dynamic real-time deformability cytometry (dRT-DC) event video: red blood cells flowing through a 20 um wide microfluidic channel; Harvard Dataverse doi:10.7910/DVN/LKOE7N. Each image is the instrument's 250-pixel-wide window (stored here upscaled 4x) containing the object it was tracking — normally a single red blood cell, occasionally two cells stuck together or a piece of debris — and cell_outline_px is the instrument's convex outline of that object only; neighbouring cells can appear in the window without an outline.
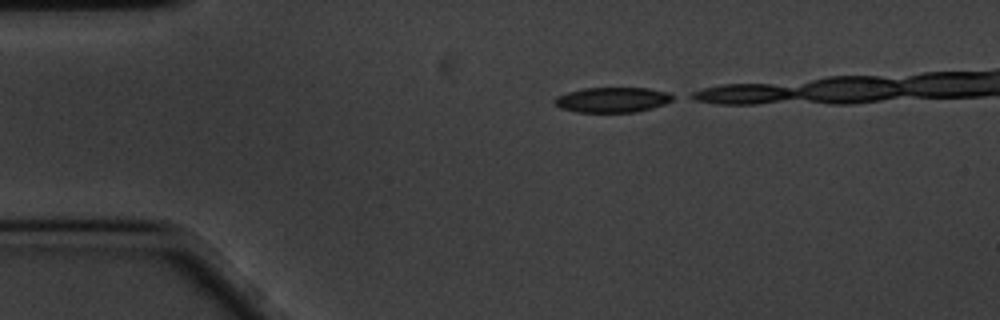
{"species": "common noctule bat (a hibernating species)", "species_latin": "Nyctalus noctula", "temperature_condition": "cold", "stored_images_in_passage": 9, "camera_frame_rate_fps": 3000, "um_per_image_px": 0.085, "animal": {"sex": "male", "body_mass_g": 20.1, "forearm_length_mm": 53.5}, "frame": {"image": 1, "passage_image": 1, "time_ms": 0.0, "image_size_px": [1000, 320], "cell_outline_px": [[676, 96], [672, 100], [664, 104], [652, 108], [636, 112], [576, 112], [560, 108], [552, 100], [556, 96], [568, 92], [584, 88], [648, 88], [668, 92]], "centroid_in_image_um": [52.05, 8.48], "position_along_channel_um": 32.9, "area_um2": 17.4}}
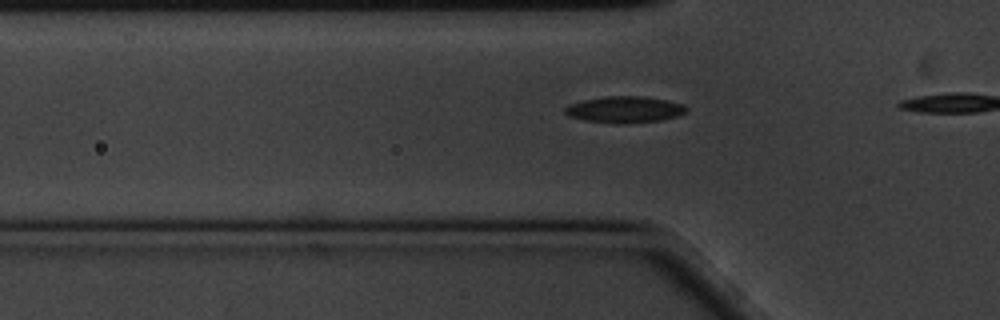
{"frame": {"image": 2, "passage_image": 8, "time_ms": 2.333, "image_size_px": [1000, 320], "cell_outline_px": [[688, 108], [684, 112], [676, 116], [660, 120], [628, 124], [616, 124], [584, 120], [568, 116], [564, 112], [564, 108], [568, 104], [584, 100], [608, 96], [644, 96], [684, 104]], "centroid_in_image_um": [53.06, 9.32], "position_along_channel_um": 72.7, "area_um2": 18.73}}